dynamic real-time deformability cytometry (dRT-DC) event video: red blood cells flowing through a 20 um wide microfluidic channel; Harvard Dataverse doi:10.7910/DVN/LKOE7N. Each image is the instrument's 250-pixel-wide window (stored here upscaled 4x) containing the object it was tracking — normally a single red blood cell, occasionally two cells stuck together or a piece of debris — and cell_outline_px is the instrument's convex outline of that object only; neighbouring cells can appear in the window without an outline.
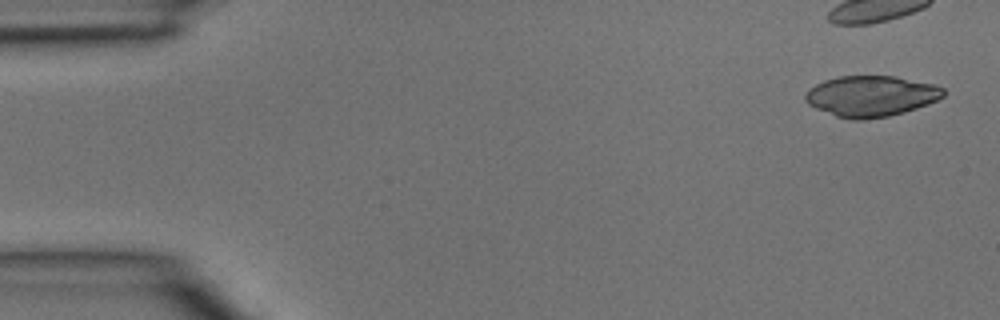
{"species": "common noctule bat (a hibernating species)", "species_latin": "Nyctalus noctula", "temperature_condition": "room temperature", "stored_images_in_passage": 4, "camera_frame_rate_fps": 3000, "um_per_image_px": 0.085, "animal": {"sex": "male", "body_mass_g": 15.6}, "frame": {"image": 1, "passage_image": 1, "time_ms": 0.0, "image_size_px": [1000, 320], "cell_outline_px": [[944, 96], [928, 104], [904, 112], [888, 116], [864, 120], [852, 120], [836, 116], [816, 108], [808, 104], [804, 100], [804, 92], [808, 88], [824, 80], [836, 76], [896, 76], [936, 84], [944, 88]], "centroid_in_image_um": [74.02, 8.16], "position_along_channel_um": 11.0, "area_um2": 33.12}}